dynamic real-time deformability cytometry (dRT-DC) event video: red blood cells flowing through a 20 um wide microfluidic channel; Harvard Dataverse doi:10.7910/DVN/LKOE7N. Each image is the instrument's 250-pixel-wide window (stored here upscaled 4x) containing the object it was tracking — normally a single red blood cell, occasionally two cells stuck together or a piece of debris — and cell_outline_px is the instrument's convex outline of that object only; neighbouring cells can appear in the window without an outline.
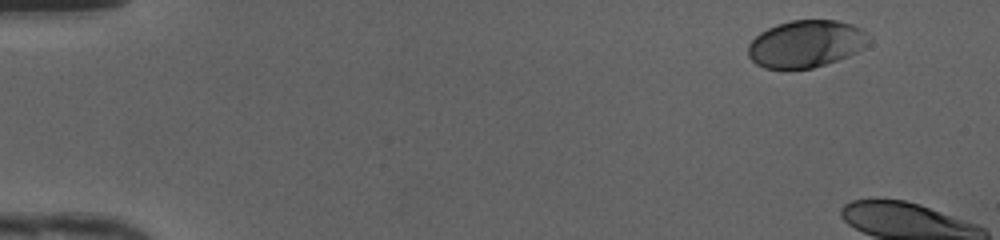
{"species": "human", "species_latin": "Homo sapiens", "temperature_condition": "cold", "stored_images_in_passage": 6, "camera_frame_rate_fps": 3000, "um_per_image_px": 0.085, "donor": {"sex": "female"}, "frame": {"image": 1, "passage_image": 1, "time_ms": 0.0, "image_size_px": [1000, 240], "cell_outline_px": [[844, 24], [828, 60], [820, 64], [808, 68], [768, 68], [760, 64], [752, 56], [752, 44], [764, 32], [780, 24], [796, 20], [832, 20]], "centroid_in_image_um": [67.75, 3.74], "position_along_channel_um": 17.3, "area_um2": 24.91}}